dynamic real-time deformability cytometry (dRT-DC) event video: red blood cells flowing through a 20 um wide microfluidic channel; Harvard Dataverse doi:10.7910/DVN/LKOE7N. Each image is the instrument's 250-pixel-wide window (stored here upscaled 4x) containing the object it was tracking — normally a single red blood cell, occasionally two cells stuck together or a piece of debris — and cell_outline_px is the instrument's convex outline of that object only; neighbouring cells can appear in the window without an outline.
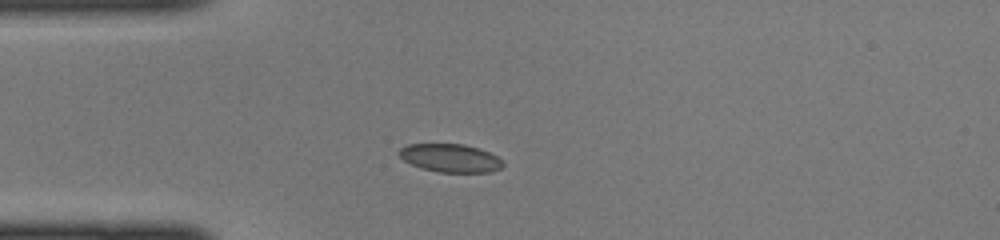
{"species": "common noctule bat (a hibernating species)", "species_latin": "Nyctalus noctula", "temperature_condition": "cold", "stored_images_in_passage": 34, "camera_frame_rate_fps": 3000, "um_per_image_px": 0.085, "animal": {"sex": "female", "body_mass_g": 22.0, "forearm_length_mm": 56.7}, "frame": {"image": 1, "passage_image": 1, "time_ms": 0.0, "image_size_px": [1000, 240], "cell_outline_px": [[504, 164], [500, 168], [492, 172], [440, 172], [420, 168], [404, 160], [396, 152], [400, 148], [408, 144], [464, 144], [480, 148], [504, 160]], "centroid_in_image_um": [38.28, 13.43], "position_along_channel_um": 46.7, "area_um2": 17.17}}
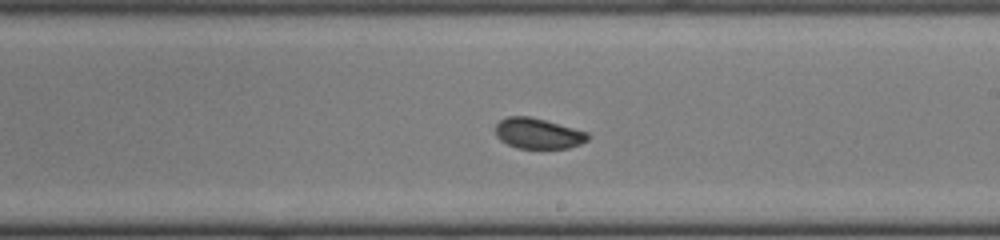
{"frame": {"image": 2, "passage_image": 15, "time_ms": 4.667, "image_size_px": [1000, 240], "cell_outline_px": [[592, 136], [588, 140], [580, 144], [568, 148], [516, 148], [500, 140], [496, 136], [496, 124], [500, 120], [508, 116], [528, 116], [544, 120], [588, 132]], "centroid_in_image_um": [45.75, 11.35], "position_along_channel_um": 243.3, "area_um2": 16.42}}
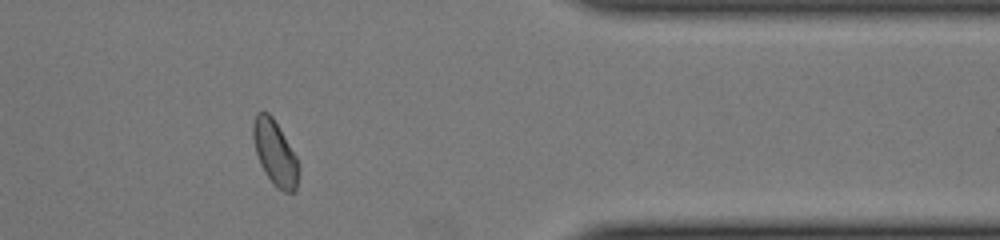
{"frame": {"image": 3, "passage_image": 26, "time_ms": 8.333, "image_size_px": [1000, 240], "cell_outline_px": [[300, 172], [296, 192], [284, 192], [276, 188], [272, 184], [264, 172], [260, 164], [256, 152], [252, 136], [252, 124], [256, 112], [268, 112], [272, 116], [296, 156], [300, 164]], "centroid_in_image_um": [23.39, 13.04], "position_along_channel_um": 388.0, "area_um2": 17.51}}